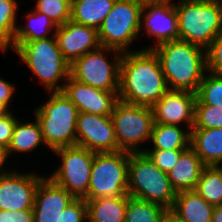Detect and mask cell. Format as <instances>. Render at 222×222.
Masks as SVG:
<instances>
[{"instance_id":"obj_26","label":"cell","mask_w":222,"mask_h":222,"mask_svg":"<svg viewBox=\"0 0 222 222\" xmlns=\"http://www.w3.org/2000/svg\"><path fill=\"white\" fill-rule=\"evenodd\" d=\"M35 123H20L14 126L12 140L7 148L8 156L13 152H29L44 143L42 131L38 121Z\"/></svg>"},{"instance_id":"obj_24","label":"cell","mask_w":222,"mask_h":222,"mask_svg":"<svg viewBox=\"0 0 222 222\" xmlns=\"http://www.w3.org/2000/svg\"><path fill=\"white\" fill-rule=\"evenodd\" d=\"M187 132V133H186ZM179 125L153 124L150 140L152 150H186L190 147L191 133Z\"/></svg>"},{"instance_id":"obj_20","label":"cell","mask_w":222,"mask_h":222,"mask_svg":"<svg viewBox=\"0 0 222 222\" xmlns=\"http://www.w3.org/2000/svg\"><path fill=\"white\" fill-rule=\"evenodd\" d=\"M205 167L206 165L201 161L199 156L189 147L180 154L175 167L167 175L177 193L195 190L199 177Z\"/></svg>"},{"instance_id":"obj_19","label":"cell","mask_w":222,"mask_h":222,"mask_svg":"<svg viewBox=\"0 0 222 222\" xmlns=\"http://www.w3.org/2000/svg\"><path fill=\"white\" fill-rule=\"evenodd\" d=\"M213 211V205L195 190H188L177 193L169 217L174 222H212Z\"/></svg>"},{"instance_id":"obj_39","label":"cell","mask_w":222,"mask_h":222,"mask_svg":"<svg viewBox=\"0 0 222 222\" xmlns=\"http://www.w3.org/2000/svg\"><path fill=\"white\" fill-rule=\"evenodd\" d=\"M8 158V153H7V149L3 146H0V168L3 166V164L5 163V160ZM2 168L0 169V176L9 173L8 171H1Z\"/></svg>"},{"instance_id":"obj_43","label":"cell","mask_w":222,"mask_h":222,"mask_svg":"<svg viewBox=\"0 0 222 222\" xmlns=\"http://www.w3.org/2000/svg\"><path fill=\"white\" fill-rule=\"evenodd\" d=\"M7 110L1 103H0V116L8 112Z\"/></svg>"},{"instance_id":"obj_41","label":"cell","mask_w":222,"mask_h":222,"mask_svg":"<svg viewBox=\"0 0 222 222\" xmlns=\"http://www.w3.org/2000/svg\"><path fill=\"white\" fill-rule=\"evenodd\" d=\"M142 6L148 4H160L165 2H171V0H137Z\"/></svg>"},{"instance_id":"obj_2","label":"cell","mask_w":222,"mask_h":222,"mask_svg":"<svg viewBox=\"0 0 222 222\" xmlns=\"http://www.w3.org/2000/svg\"><path fill=\"white\" fill-rule=\"evenodd\" d=\"M145 49L155 52L172 90L197 92L207 70L206 49L179 39Z\"/></svg>"},{"instance_id":"obj_31","label":"cell","mask_w":222,"mask_h":222,"mask_svg":"<svg viewBox=\"0 0 222 222\" xmlns=\"http://www.w3.org/2000/svg\"><path fill=\"white\" fill-rule=\"evenodd\" d=\"M72 0H38L35 11L44 13L57 26L71 20Z\"/></svg>"},{"instance_id":"obj_37","label":"cell","mask_w":222,"mask_h":222,"mask_svg":"<svg viewBox=\"0 0 222 222\" xmlns=\"http://www.w3.org/2000/svg\"><path fill=\"white\" fill-rule=\"evenodd\" d=\"M0 222H33L32 210H0Z\"/></svg>"},{"instance_id":"obj_6","label":"cell","mask_w":222,"mask_h":222,"mask_svg":"<svg viewBox=\"0 0 222 222\" xmlns=\"http://www.w3.org/2000/svg\"><path fill=\"white\" fill-rule=\"evenodd\" d=\"M175 8L179 40L206 49L222 32V14L213 0H182Z\"/></svg>"},{"instance_id":"obj_18","label":"cell","mask_w":222,"mask_h":222,"mask_svg":"<svg viewBox=\"0 0 222 222\" xmlns=\"http://www.w3.org/2000/svg\"><path fill=\"white\" fill-rule=\"evenodd\" d=\"M149 10V11H148ZM144 14L143 25L149 36L158 39V45L164 42L178 40V15L175 4L165 2L142 6Z\"/></svg>"},{"instance_id":"obj_8","label":"cell","mask_w":222,"mask_h":222,"mask_svg":"<svg viewBox=\"0 0 222 222\" xmlns=\"http://www.w3.org/2000/svg\"><path fill=\"white\" fill-rule=\"evenodd\" d=\"M141 12L142 5L137 0H116L97 30L100 46L128 52V45L143 26Z\"/></svg>"},{"instance_id":"obj_15","label":"cell","mask_w":222,"mask_h":222,"mask_svg":"<svg viewBox=\"0 0 222 222\" xmlns=\"http://www.w3.org/2000/svg\"><path fill=\"white\" fill-rule=\"evenodd\" d=\"M196 93L168 90L153 106L154 124L178 125L185 121L191 131L194 126Z\"/></svg>"},{"instance_id":"obj_40","label":"cell","mask_w":222,"mask_h":222,"mask_svg":"<svg viewBox=\"0 0 222 222\" xmlns=\"http://www.w3.org/2000/svg\"><path fill=\"white\" fill-rule=\"evenodd\" d=\"M212 222H222V205L214 206Z\"/></svg>"},{"instance_id":"obj_13","label":"cell","mask_w":222,"mask_h":222,"mask_svg":"<svg viewBox=\"0 0 222 222\" xmlns=\"http://www.w3.org/2000/svg\"><path fill=\"white\" fill-rule=\"evenodd\" d=\"M43 178L15 171L0 176V210H32L37 187Z\"/></svg>"},{"instance_id":"obj_1","label":"cell","mask_w":222,"mask_h":222,"mask_svg":"<svg viewBox=\"0 0 222 222\" xmlns=\"http://www.w3.org/2000/svg\"><path fill=\"white\" fill-rule=\"evenodd\" d=\"M168 90L158 57L152 49L123 53L120 63L119 100L152 107Z\"/></svg>"},{"instance_id":"obj_3","label":"cell","mask_w":222,"mask_h":222,"mask_svg":"<svg viewBox=\"0 0 222 222\" xmlns=\"http://www.w3.org/2000/svg\"><path fill=\"white\" fill-rule=\"evenodd\" d=\"M128 195L162 206L170 211L177 192L166 172L161 171L144 152L130 153Z\"/></svg>"},{"instance_id":"obj_30","label":"cell","mask_w":222,"mask_h":222,"mask_svg":"<svg viewBox=\"0 0 222 222\" xmlns=\"http://www.w3.org/2000/svg\"><path fill=\"white\" fill-rule=\"evenodd\" d=\"M195 104H208L222 108V75L210 72L204 75L196 92Z\"/></svg>"},{"instance_id":"obj_16","label":"cell","mask_w":222,"mask_h":222,"mask_svg":"<svg viewBox=\"0 0 222 222\" xmlns=\"http://www.w3.org/2000/svg\"><path fill=\"white\" fill-rule=\"evenodd\" d=\"M64 59L71 65L87 52L100 46L96 28L68 20L54 32Z\"/></svg>"},{"instance_id":"obj_34","label":"cell","mask_w":222,"mask_h":222,"mask_svg":"<svg viewBox=\"0 0 222 222\" xmlns=\"http://www.w3.org/2000/svg\"><path fill=\"white\" fill-rule=\"evenodd\" d=\"M205 52L208 72L222 75V32L211 42Z\"/></svg>"},{"instance_id":"obj_4","label":"cell","mask_w":222,"mask_h":222,"mask_svg":"<svg viewBox=\"0 0 222 222\" xmlns=\"http://www.w3.org/2000/svg\"><path fill=\"white\" fill-rule=\"evenodd\" d=\"M78 109L62 91L52 92L50 99L35 111L44 145L52 151L77 145Z\"/></svg>"},{"instance_id":"obj_22","label":"cell","mask_w":222,"mask_h":222,"mask_svg":"<svg viewBox=\"0 0 222 222\" xmlns=\"http://www.w3.org/2000/svg\"><path fill=\"white\" fill-rule=\"evenodd\" d=\"M130 196L102 197L86 200L89 222H124Z\"/></svg>"},{"instance_id":"obj_10","label":"cell","mask_w":222,"mask_h":222,"mask_svg":"<svg viewBox=\"0 0 222 222\" xmlns=\"http://www.w3.org/2000/svg\"><path fill=\"white\" fill-rule=\"evenodd\" d=\"M106 50L118 54L114 57L113 63L108 62L103 55V51ZM122 56L123 53L118 50L99 46L70 65V76L89 86L108 92H118Z\"/></svg>"},{"instance_id":"obj_17","label":"cell","mask_w":222,"mask_h":222,"mask_svg":"<svg viewBox=\"0 0 222 222\" xmlns=\"http://www.w3.org/2000/svg\"><path fill=\"white\" fill-rule=\"evenodd\" d=\"M75 199L51 178H43L35 193L33 222H59L63 210Z\"/></svg>"},{"instance_id":"obj_25","label":"cell","mask_w":222,"mask_h":222,"mask_svg":"<svg viewBox=\"0 0 222 222\" xmlns=\"http://www.w3.org/2000/svg\"><path fill=\"white\" fill-rule=\"evenodd\" d=\"M28 24L24 27L17 26L11 47L18 42H29L38 39L49 38L51 29L56 30L57 25L44 13L33 11L27 13Z\"/></svg>"},{"instance_id":"obj_29","label":"cell","mask_w":222,"mask_h":222,"mask_svg":"<svg viewBox=\"0 0 222 222\" xmlns=\"http://www.w3.org/2000/svg\"><path fill=\"white\" fill-rule=\"evenodd\" d=\"M17 7L16 0H0V49L2 51L12 45L17 28L15 25Z\"/></svg>"},{"instance_id":"obj_28","label":"cell","mask_w":222,"mask_h":222,"mask_svg":"<svg viewBox=\"0 0 222 222\" xmlns=\"http://www.w3.org/2000/svg\"><path fill=\"white\" fill-rule=\"evenodd\" d=\"M195 191L209 204L222 205V170L206 166L199 177Z\"/></svg>"},{"instance_id":"obj_44","label":"cell","mask_w":222,"mask_h":222,"mask_svg":"<svg viewBox=\"0 0 222 222\" xmlns=\"http://www.w3.org/2000/svg\"><path fill=\"white\" fill-rule=\"evenodd\" d=\"M165 222H174L170 217Z\"/></svg>"},{"instance_id":"obj_7","label":"cell","mask_w":222,"mask_h":222,"mask_svg":"<svg viewBox=\"0 0 222 222\" xmlns=\"http://www.w3.org/2000/svg\"><path fill=\"white\" fill-rule=\"evenodd\" d=\"M130 152L95 153L87 200L128 194Z\"/></svg>"},{"instance_id":"obj_33","label":"cell","mask_w":222,"mask_h":222,"mask_svg":"<svg viewBox=\"0 0 222 222\" xmlns=\"http://www.w3.org/2000/svg\"><path fill=\"white\" fill-rule=\"evenodd\" d=\"M183 151L184 150H142L161 171L166 173L175 167Z\"/></svg>"},{"instance_id":"obj_11","label":"cell","mask_w":222,"mask_h":222,"mask_svg":"<svg viewBox=\"0 0 222 222\" xmlns=\"http://www.w3.org/2000/svg\"><path fill=\"white\" fill-rule=\"evenodd\" d=\"M53 152L61 156L63 163L49 178L75 198L87 200L95 152L77 145L62 147Z\"/></svg>"},{"instance_id":"obj_5","label":"cell","mask_w":222,"mask_h":222,"mask_svg":"<svg viewBox=\"0 0 222 222\" xmlns=\"http://www.w3.org/2000/svg\"><path fill=\"white\" fill-rule=\"evenodd\" d=\"M13 49L38 76L49 91H62L64 85L59 80L70 76V64L64 59L55 34L53 38L18 42Z\"/></svg>"},{"instance_id":"obj_27","label":"cell","mask_w":222,"mask_h":222,"mask_svg":"<svg viewBox=\"0 0 222 222\" xmlns=\"http://www.w3.org/2000/svg\"><path fill=\"white\" fill-rule=\"evenodd\" d=\"M169 211L160 205L129 197L124 222H165Z\"/></svg>"},{"instance_id":"obj_12","label":"cell","mask_w":222,"mask_h":222,"mask_svg":"<svg viewBox=\"0 0 222 222\" xmlns=\"http://www.w3.org/2000/svg\"><path fill=\"white\" fill-rule=\"evenodd\" d=\"M77 146L95 153L117 152L118 143L111 116L79 112L76 125Z\"/></svg>"},{"instance_id":"obj_23","label":"cell","mask_w":222,"mask_h":222,"mask_svg":"<svg viewBox=\"0 0 222 222\" xmlns=\"http://www.w3.org/2000/svg\"><path fill=\"white\" fill-rule=\"evenodd\" d=\"M116 0H72L71 20L98 28L110 13Z\"/></svg>"},{"instance_id":"obj_36","label":"cell","mask_w":222,"mask_h":222,"mask_svg":"<svg viewBox=\"0 0 222 222\" xmlns=\"http://www.w3.org/2000/svg\"><path fill=\"white\" fill-rule=\"evenodd\" d=\"M17 119L10 111L0 116V146L9 147Z\"/></svg>"},{"instance_id":"obj_32","label":"cell","mask_w":222,"mask_h":222,"mask_svg":"<svg viewBox=\"0 0 222 222\" xmlns=\"http://www.w3.org/2000/svg\"><path fill=\"white\" fill-rule=\"evenodd\" d=\"M222 128V108L208 104H195L192 129Z\"/></svg>"},{"instance_id":"obj_38","label":"cell","mask_w":222,"mask_h":222,"mask_svg":"<svg viewBox=\"0 0 222 222\" xmlns=\"http://www.w3.org/2000/svg\"><path fill=\"white\" fill-rule=\"evenodd\" d=\"M14 91H15L14 85L0 78V103L7 110Z\"/></svg>"},{"instance_id":"obj_42","label":"cell","mask_w":222,"mask_h":222,"mask_svg":"<svg viewBox=\"0 0 222 222\" xmlns=\"http://www.w3.org/2000/svg\"><path fill=\"white\" fill-rule=\"evenodd\" d=\"M214 3L216 4L217 6V9L221 12L222 14V0H213Z\"/></svg>"},{"instance_id":"obj_35","label":"cell","mask_w":222,"mask_h":222,"mask_svg":"<svg viewBox=\"0 0 222 222\" xmlns=\"http://www.w3.org/2000/svg\"><path fill=\"white\" fill-rule=\"evenodd\" d=\"M86 219H88L86 200L76 198L63 210L59 222H84Z\"/></svg>"},{"instance_id":"obj_9","label":"cell","mask_w":222,"mask_h":222,"mask_svg":"<svg viewBox=\"0 0 222 222\" xmlns=\"http://www.w3.org/2000/svg\"><path fill=\"white\" fill-rule=\"evenodd\" d=\"M118 151L142 152L137 145L150 140L154 124L152 107L119 100L111 114Z\"/></svg>"},{"instance_id":"obj_21","label":"cell","mask_w":222,"mask_h":222,"mask_svg":"<svg viewBox=\"0 0 222 222\" xmlns=\"http://www.w3.org/2000/svg\"><path fill=\"white\" fill-rule=\"evenodd\" d=\"M190 147L206 166L222 161V128L191 129Z\"/></svg>"},{"instance_id":"obj_14","label":"cell","mask_w":222,"mask_h":222,"mask_svg":"<svg viewBox=\"0 0 222 222\" xmlns=\"http://www.w3.org/2000/svg\"><path fill=\"white\" fill-rule=\"evenodd\" d=\"M66 81L63 83L62 92L76 105L78 112L111 116L116 103L119 101L118 92H108L89 86L71 76Z\"/></svg>"}]
</instances>
